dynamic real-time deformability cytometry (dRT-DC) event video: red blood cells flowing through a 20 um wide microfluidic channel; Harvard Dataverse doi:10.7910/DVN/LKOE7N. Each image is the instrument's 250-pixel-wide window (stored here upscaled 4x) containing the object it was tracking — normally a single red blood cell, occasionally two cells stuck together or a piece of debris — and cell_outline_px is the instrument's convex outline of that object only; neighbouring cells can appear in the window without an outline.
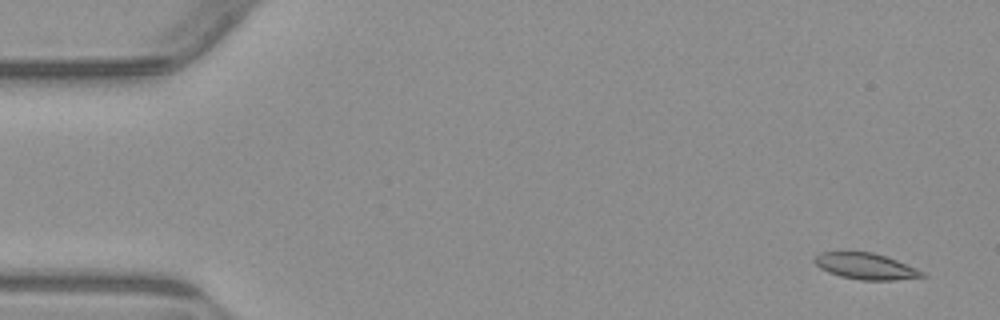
{"species": "common noctule bat (a hibernating species)", "species_latin": "Nyctalus noctula", "temperature_condition": "warm", "stored_images_in_passage": 4, "camera_frame_rate_fps": 3000, "um_per_image_px": 0.085, "animal": {"sex": "male", "body_mass_g": 23.1, "forearm_length_mm": 52.7}, "frame": {"image": 1, "passage_image": 1, "time_ms": 0.0, "image_size_px": [1000, 320], "cell_outline_px": [[928, 276], [892, 280], [860, 280], [840, 276], [828, 272], [820, 268], [812, 260], [820, 252], [872, 252], [896, 260], [916, 268], [924, 272]], "centroid_in_image_um": [73.57, 22.63], "position_along_channel_um": 11.4, "area_um2": 16.3}}